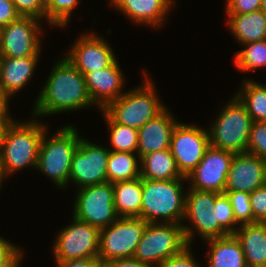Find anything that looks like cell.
I'll list each match as a JSON object with an SVG mask.
<instances>
[{
    "instance_id": "cell-1",
    "label": "cell",
    "mask_w": 266,
    "mask_h": 267,
    "mask_svg": "<svg viewBox=\"0 0 266 267\" xmlns=\"http://www.w3.org/2000/svg\"><path fill=\"white\" fill-rule=\"evenodd\" d=\"M56 64L36 100L34 116L79 110L93 104L84 75L66 57Z\"/></svg>"
},
{
    "instance_id": "cell-2",
    "label": "cell",
    "mask_w": 266,
    "mask_h": 267,
    "mask_svg": "<svg viewBox=\"0 0 266 267\" xmlns=\"http://www.w3.org/2000/svg\"><path fill=\"white\" fill-rule=\"evenodd\" d=\"M182 179L149 180L142 178L141 218L147 223H179L184 220L186 195H182Z\"/></svg>"
},
{
    "instance_id": "cell-3",
    "label": "cell",
    "mask_w": 266,
    "mask_h": 267,
    "mask_svg": "<svg viewBox=\"0 0 266 267\" xmlns=\"http://www.w3.org/2000/svg\"><path fill=\"white\" fill-rule=\"evenodd\" d=\"M193 233V230L184 224L147 223L133 258L158 267L162 261L190 245Z\"/></svg>"
},
{
    "instance_id": "cell-4",
    "label": "cell",
    "mask_w": 266,
    "mask_h": 267,
    "mask_svg": "<svg viewBox=\"0 0 266 267\" xmlns=\"http://www.w3.org/2000/svg\"><path fill=\"white\" fill-rule=\"evenodd\" d=\"M46 129V126L37 121H13L10 124L0 156L5 177L25 166L37 167L40 143Z\"/></svg>"
},
{
    "instance_id": "cell-5",
    "label": "cell",
    "mask_w": 266,
    "mask_h": 267,
    "mask_svg": "<svg viewBox=\"0 0 266 267\" xmlns=\"http://www.w3.org/2000/svg\"><path fill=\"white\" fill-rule=\"evenodd\" d=\"M46 132H44L40 143L36 168L62 188L69 182L73 155L79 146L81 137L71 125L62 127L49 140L45 139Z\"/></svg>"
},
{
    "instance_id": "cell-6",
    "label": "cell",
    "mask_w": 266,
    "mask_h": 267,
    "mask_svg": "<svg viewBox=\"0 0 266 267\" xmlns=\"http://www.w3.org/2000/svg\"><path fill=\"white\" fill-rule=\"evenodd\" d=\"M145 85L126 92L110 102L104 111L114 122L140 129L166 108L161 104L154 91V85L146 77Z\"/></svg>"
},
{
    "instance_id": "cell-7",
    "label": "cell",
    "mask_w": 266,
    "mask_h": 267,
    "mask_svg": "<svg viewBox=\"0 0 266 267\" xmlns=\"http://www.w3.org/2000/svg\"><path fill=\"white\" fill-rule=\"evenodd\" d=\"M252 122L245 105L234 97L208 131L210 145L234 153L247 152Z\"/></svg>"
},
{
    "instance_id": "cell-8",
    "label": "cell",
    "mask_w": 266,
    "mask_h": 267,
    "mask_svg": "<svg viewBox=\"0 0 266 267\" xmlns=\"http://www.w3.org/2000/svg\"><path fill=\"white\" fill-rule=\"evenodd\" d=\"M146 226L147 222L142 218L119 217L100 229L98 258L104 264L115 259L132 258Z\"/></svg>"
},
{
    "instance_id": "cell-9",
    "label": "cell",
    "mask_w": 266,
    "mask_h": 267,
    "mask_svg": "<svg viewBox=\"0 0 266 267\" xmlns=\"http://www.w3.org/2000/svg\"><path fill=\"white\" fill-rule=\"evenodd\" d=\"M75 201L74 217L99 229L120 217L114 206V188L110 182L79 188Z\"/></svg>"
},
{
    "instance_id": "cell-10",
    "label": "cell",
    "mask_w": 266,
    "mask_h": 267,
    "mask_svg": "<svg viewBox=\"0 0 266 267\" xmlns=\"http://www.w3.org/2000/svg\"><path fill=\"white\" fill-rule=\"evenodd\" d=\"M60 231L54 246L56 262L98 258L100 229L76 219Z\"/></svg>"
},
{
    "instance_id": "cell-11",
    "label": "cell",
    "mask_w": 266,
    "mask_h": 267,
    "mask_svg": "<svg viewBox=\"0 0 266 267\" xmlns=\"http://www.w3.org/2000/svg\"><path fill=\"white\" fill-rule=\"evenodd\" d=\"M209 146L208 131L180 122L176 124L171 136L170 152L182 176L187 177L197 167Z\"/></svg>"
},
{
    "instance_id": "cell-12",
    "label": "cell",
    "mask_w": 266,
    "mask_h": 267,
    "mask_svg": "<svg viewBox=\"0 0 266 267\" xmlns=\"http://www.w3.org/2000/svg\"><path fill=\"white\" fill-rule=\"evenodd\" d=\"M39 20L20 16L17 20L0 28V56L23 59L39 56L42 32ZM40 32V33H39Z\"/></svg>"
},
{
    "instance_id": "cell-13",
    "label": "cell",
    "mask_w": 266,
    "mask_h": 267,
    "mask_svg": "<svg viewBox=\"0 0 266 267\" xmlns=\"http://www.w3.org/2000/svg\"><path fill=\"white\" fill-rule=\"evenodd\" d=\"M110 149L80 138L73 155L69 180L78 188L107 182V164Z\"/></svg>"
},
{
    "instance_id": "cell-14",
    "label": "cell",
    "mask_w": 266,
    "mask_h": 267,
    "mask_svg": "<svg viewBox=\"0 0 266 267\" xmlns=\"http://www.w3.org/2000/svg\"><path fill=\"white\" fill-rule=\"evenodd\" d=\"M234 152L212 147L206 149L201 162L186 177L193 189L224 193Z\"/></svg>"
},
{
    "instance_id": "cell-15",
    "label": "cell",
    "mask_w": 266,
    "mask_h": 267,
    "mask_svg": "<svg viewBox=\"0 0 266 267\" xmlns=\"http://www.w3.org/2000/svg\"><path fill=\"white\" fill-rule=\"evenodd\" d=\"M216 201V192L199 191L191 188L186 194L184 219L192 221L195 229L209 240L229 235L220 225L218 219L212 215Z\"/></svg>"
},
{
    "instance_id": "cell-16",
    "label": "cell",
    "mask_w": 266,
    "mask_h": 267,
    "mask_svg": "<svg viewBox=\"0 0 266 267\" xmlns=\"http://www.w3.org/2000/svg\"><path fill=\"white\" fill-rule=\"evenodd\" d=\"M265 184L266 161L248 152L235 153L227 175L225 192L251 194Z\"/></svg>"
},
{
    "instance_id": "cell-17",
    "label": "cell",
    "mask_w": 266,
    "mask_h": 267,
    "mask_svg": "<svg viewBox=\"0 0 266 267\" xmlns=\"http://www.w3.org/2000/svg\"><path fill=\"white\" fill-rule=\"evenodd\" d=\"M114 55L106 40L91 33L82 35L65 57L85 76L112 65L116 61Z\"/></svg>"
},
{
    "instance_id": "cell-18",
    "label": "cell",
    "mask_w": 266,
    "mask_h": 267,
    "mask_svg": "<svg viewBox=\"0 0 266 267\" xmlns=\"http://www.w3.org/2000/svg\"><path fill=\"white\" fill-rule=\"evenodd\" d=\"M122 76L117 60L107 68L88 72L84 77L92 103L103 110L123 95L124 93H120L124 82Z\"/></svg>"
},
{
    "instance_id": "cell-19",
    "label": "cell",
    "mask_w": 266,
    "mask_h": 267,
    "mask_svg": "<svg viewBox=\"0 0 266 267\" xmlns=\"http://www.w3.org/2000/svg\"><path fill=\"white\" fill-rule=\"evenodd\" d=\"M177 123L166 108L138 129V158L141 159L144 155L159 150L170 149L172 132Z\"/></svg>"
},
{
    "instance_id": "cell-20",
    "label": "cell",
    "mask_w": 266,
    "mask_h": 267,
    "mask_svg": "<svg viewBox=\"0 0 266 267\" xmlns=\"http://www.w3.org/2000/svg\"><path fill=\"white\" fill-rule=\"evenodd\" d=\"M37 61L38 56L23 59L0 56V91L8 99L31 79Z\"/></svg>"
},
{
    "instance_id": "cell-21",
    "label": "cell",
    "mask_w": 266,
    "mask_h": 267,
    "mask_svg": "<svg viewBox=\"0 0 266 267\" xmlns=\"http://www.w3.org/2000/svg\"><path fill=\"white\" fill-rule=\"evenodd\" d=\"M174 0H112L111 4L128 15L133 22L143 23L155 28L162 26L165 15Z\"/></svg>"
},
{
    "instance_id": "cell-22",
    "label": "cell",
    "mask_w": 266,
    "mask_h": 267,
    "mask_svg": "<svg viewBox=\"0 0 266 267\" xmlns=\"http://www.w3.org/2000/svg\"><path fill=\"white\" fill-rule=\"evenodd\" d=\"M240 226L234 235L241 243L247 267H266V223Z\"/></svg>"
},
{
    "instance_id": "cell-23",
    "label": "cell",
    "mask_w": 266,
    "mask_h": 267,
    "mask_svg": "<svg viewBox=\"0 0 266 267\" xmlns=\"http://www.w3.org/2000/svg\"><path fill=\"white\" fill-rule=\"evenodd\" d=\"M210 244L209 267H247L240 241L234 234L206 240Z\"/></svg>"
},
{
    "instance_id": "cell-24",
    "label": "cell",
    "mask_w": 266,
    "mask_h": 267,
    "mask_svg": "<svg viewBox=\"0 0 266 267\" xmlns=\"http://www.w3.org/2000/svg\"><path fill=\"white\" fill-rule=\"evenodd\" d=\"M228 25L241 44L266 40V13L262 10L247 14L227 15Z\"/></svg>"
},
{
    "instance_id": "cell-25",
    "label": "cell",
    "mask_w": 266,
    "mask_h": 267,
    "mask_svg": "<svg viewBox=\"0 0 266 267\" xmlns=\"http://www.w3.org/2000/svg\"><path fill=\"white\" fill-rule=\"evenodd\" d=\"M114 206L118 216L141 218L142 178L112 183Z\"/></svg>"
},
{
    "instance_id": "cell-26",
    "label": "cell",
    "mask_w": 266,
    "mask_h": 267,
    "mask_svg": "<svg viewBox=\"0 0 266 267\" xmlns=\"http://www.w3.org/2000/svg\"><path fill=\"white\" fill-rule=\"evenodd\" d=\"M138 161L142 164L139 168L143 179L163 181L186 178L178 171L170 149L144 155Z\"/></svg>"
},
{
    "instance_id": "cell-27",
    "label": "cell",
    "mask_w": 266,
    "mask_h": 267,
    "mask_svg": "<svg viewBox=\"0 0 266 267\" xmlns=\"http://www.w3.org/2000/svg\"><path fill=\"white\" fill-rule=\"evenodd\" d=\"M129 152L110 151L107 164V182L115 183L141 177L137 158Z\"/></svg>"
},
{
    "instance_id": "cell-28",
    "label": "cell",
    "mask_w": 266,
    "mask_h": 267,
    "mask_svg": "<svg viewBox=\"0 0 266 267\" xmlns=\"http://www.w3.org/2000/svg\"><path fill=\"white\" fill-rule=\"evenodd\" d=\"M244 86L235 95L245 105L253 122L266 121V86L254 81H243Z\"/></svg>"
},
{
    "instance_id": "cell-29",
    "label": "cell",
    "mask_w": 266,
    "mask_h": 267,
    "mask_svg": "<svg viewBox=\"0 0 266 267\" xmlns=\"http://www.w3.org/2000/svg\"><path fill=\"white\" fill-rule=\"evenodd\" d=\"M103 114L110 128V142L113 147L110 151L137 152L138 130L114 122L104 111Z\"/></svg>"
},
{
    "instance_id": "cell-30",
    "label": "cell",
    "mask_w": 266,
    "mask_h": 267,
    "mask_svg": "<svg viewBox=\"0 0 266 267\" xmlns=\"http://www.w3.org/2000/svg\"><path fill=\"white\" fill-rule=\"evenodd\" d=\"M246 49L235 56V64L241 71H254L266 66V40L244 44Z\"/></svg>"
},
{
    "instance_id": "cell-31",
    "label": "cell",
    "mask_w": 266,
    "mask_h": 267,
    "mask_svg": "<svg viewBox=\"0 0 266 267\" xmlns=\"http://www.w3.org/2000/svg\"><path fill=\"white\" fill-rule=\"evenodd\" d=\"M78 0H46V18L53 26L65 27Z\"/></svg>"
},
{
    "instance_id": "cell-32",
    "label": "cell",
    "mask_w": 266,
    "mask_h": 267,
    "mask_svg": "<svg viewBox=\"0 0 266 267\" xmlns=\"http://www.w3.org/2000/svg\"><path fill=\"white\" fill-rule=\"evenodd\" d=\"M212 215L218 219L219 225L228 233L234 234L237 230L233 227L238 224L235 220L232 205L225 193L216 192V201Z\"/></svg>"
},
{
    "instance_id": "cell-33",
    "label": "cell",
    "mask_w": 266,
    "mask_h": 267,
    "mask_svg": "<svg viewBox=\"0 0 266 267\" xmlns=\"http://www.w3.org/2000/svg\"><path fill=\"white\" fill-rule=\"evenodd\" d=\"M233 208L237 223H253V212L250 204V194L241 191L224 192Z\"/></svg>"
},
{
    "instance_id": "cell-34",
    "label": "cell",
    "mask_w": 266,
    "mask_h": 267,
    "mask_svg": "<svg viewBox=\"0 0 266 267\" xmlns=\"http://www.w3.org/2000/svg\"><path fill=\"white\" fill-rule=\"evenodd\" d=\"M247 152L266 161V121L252 122Z\"/></svg>"
},
{
    "instance_id": "cell-35",
    "label": "cell",
    "mask_w": 266,
    "mask_h": 267,
    "mask_svg": "<svg viewBox=\"0 0 266 267\" xmlns=\"http://www.w3.org/2000/svg\"><path fill=\"white\" fill-rule=\"evenodd\" d=\"M15 9L22 17L46 18V0H12Z\"/></svg>"
},
{
    "instance_id": "cell-36",
    "label": "cell",
    "mask_w": 266,
    "mask_h": 267,
    "mask_svg": "<svg viewBox=\"0 0 266 267\" xmlns=\"http://www.w3.org/2000/svg\"><path fill=\"white\" fill-rule=\"evenodd\" d=\"M253 223H266V184L250 194Z\"/></svg>"
},
{
    "instance_id": "cell-37",
    "label": "cell",
    "mask_w": 266,
    "mask_h": 267,
    "mask_svg": "<svg viewBox=\"0 0 266 267\" xmlns=\"http://www.w3.org/2000/svg\"><path fill=\"white\" fill-rule=\"evenodd\" d=\"M21 257L18 247L0 237V267H19Z\"/></svg>"
},
{
    "instance_id": "cell-38",
    "label": "cell",
    "mask_w": 266,
    "mask_h": 267,
    "mask_svg": "<svg viewBox=\"0 0 266 267\" xmlns=\"http://www.w3.org/2000/svg\"><path fill=\"white\" fill-rule=\"evenodd\" d=\"M190 245L184 247L178 254L168 257L158 267H199L189 251Z\"/></svg>"
},
{
    "instance_id": "cell-39",
    "label": "cell",
    "mask_w": 266,
    "mask_h": 267,
    "mask_svg": "<svg viewBox=\"0 0 266 267\" xmlns=\"http://www.w3.org/2000/svg\"><path fill=\"white\" fill-rule=\"evenodd\" d=\"M227 15L247 14L261 10V0H227Z\"/></svg>"
},
{
    "instance_id": "cell-40",
    "label": "cell",
    "mask_w": 266,
    "mask_h": 267,
    "mask_svg": "<svg viewBox=\"0 0 266 267\" xmlns=\"http://www.w3.org/2000/svg\"><path fill=\"white\" fill-rule=\"evenodd\" d=\"M20 17L12 0H0V28Z\"/></svg>"
},
{
    "instance_id": "cell-41",
    "label": "cell",
    "mask_w": 266,
    "mask_h": 267,
    "mask_svg": "<svg viewBox=\"0 0 266 267\" xmlns=\"http://www.w3.org/2000/svg\"><path fill=\"white\" fill-rule=\"evenodd\" d=\"M58 267H105L99 258H86L56 262Z\"/></svg>"
},
{
    "instance_id": "cell-42",
    "label": "cell",
    "mask_w": 266,
    "mask_h": 267,
    "mask_svg": "<svg viewBox=\"0 0 266 267\" xmlns=\"http://www.w3.org/2000/svg\"><path fill=\"white\" fill-rule=\"evenodd\" d=\"M105 267H152L149 264L143 263L135 258H122L109 261Z\"/></svg>"
},
{
    "instance_id": "cell-43",
    "label": "cell",
    "mask_w": 266,
    "mask_h": 267,
    "mask_svg": "<svg viewBox=\"0 0 266 267\" xmlns=\"http://www.w3.org/2000/svg\"><path fill=\"white\" fill-rule=\"evenodd\" d=\"M0 120H12L8 114V98L0 91Z\"/></svg>"
},
{
    "instance_id": "cell-44",
    "label": "cell",
    "mask_w": 266,
    "mask_h": 267,
    "mask_svg": "<svg viewBox=\"0 0 266 267\" xmlns=\"http://www.w3.org/2000/svg\"><path fill=\"white\" fill-rule=\"evenodd\" d=\"M13 121L14 120H0V156L2 153V149H3L4 137H5L6 131Z\"/></svg>"
},
{
    "instance_id": "cell-45",
    "label": "cell",
    "mask_w": 266,
    "mask_h": 267,
    "mask_svg": "<svg viewBox=\"0 0 266 267\" xmlns=\"http://www.w3.org/2000/svg\"><path fill=\"white\" fill-rule=\"evenodd\" d=\"M5 177L3 170H2V164H1V158H0V187H1V182L3 178Z\"/></svg>"
},
{
    "instance_id": "cell-46",
    "label": "cell",
    "mask_w": 266,
    "mask_h": 267,
    "mask_svg": "<svg viewBox=\"0 0 266 267\" xmlns=\"http://www.w3.org/2000/svg\"><path fill=\"white\" fill-rule=\"evenodd\" d=\"M261 10L266 13V0H261Z\"/></svg>"
}]
</instances>
